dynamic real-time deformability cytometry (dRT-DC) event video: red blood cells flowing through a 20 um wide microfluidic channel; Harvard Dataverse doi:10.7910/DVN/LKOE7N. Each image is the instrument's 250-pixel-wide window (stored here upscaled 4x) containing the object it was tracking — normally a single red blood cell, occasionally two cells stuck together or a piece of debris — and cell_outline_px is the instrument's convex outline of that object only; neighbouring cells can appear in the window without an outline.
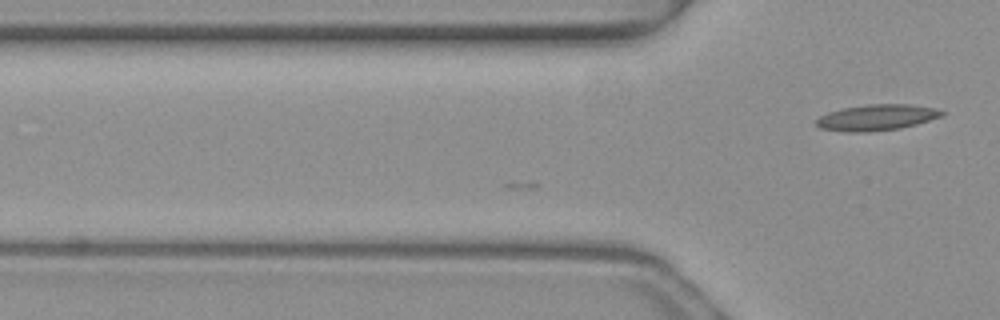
{"species": "common noctule bat (a hibernating species)", "species_latin": "Nyctalus noctula", "temperature_condition": "warm", "stored_images_in_passage": 5, "camera_frame_rate_fps": 3000, "um_per_image_px": 0.085, "animal": {"sex": "female", "body_mass_g": 19.3, "forearm_length_mm": 54.1}, "frame": {"image": 1, "passage_image": 5, "time_ms": 1.333, "image_size_px": [1000, 320], "cell_outline_px": [[944, 116], [916, 124], [900, 128], [868, 132], [844, 132], [820, 128], [816, 124], [816, 120], [820, 116], [828, 112], [844, 108], [868, 104], [908, 104], [936, 108], [944, 112]], "centroid_in_image_um": [74.52, 9.99], "position_along_channel_um": 51.3, "area_um2": 19.02}}